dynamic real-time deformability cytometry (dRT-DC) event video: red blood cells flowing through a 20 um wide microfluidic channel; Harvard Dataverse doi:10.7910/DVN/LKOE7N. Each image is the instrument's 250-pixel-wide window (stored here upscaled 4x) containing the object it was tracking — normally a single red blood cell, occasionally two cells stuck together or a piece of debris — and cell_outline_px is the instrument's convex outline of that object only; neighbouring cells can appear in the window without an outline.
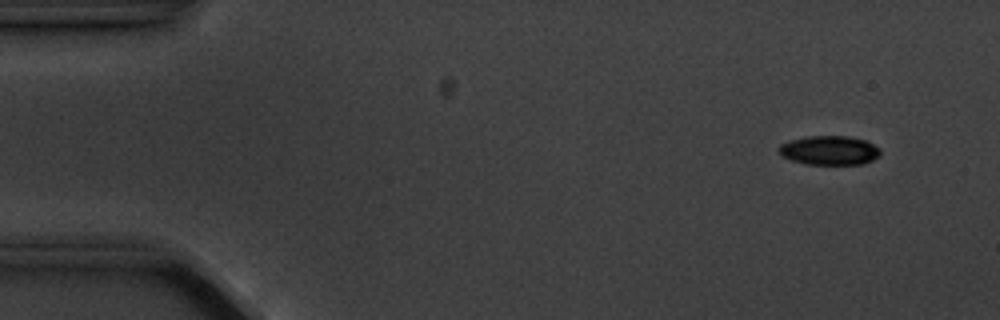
{"species": "common noctule bat (a hibernating species)", "species_latin": "Nyctalus noctula", "temperature_condition": "cold", "stored_images_in_passage": 5, "camera_frame_rate_fps": 3000, "um_per_image_px": 0.085, "animal": {"sex": "male", "body_mass_g": 20.1, "forearm_length_mm": 53.5}, "frame": {"image": 1, "passage_image": 1, "time_ms": 0.0, "image_size_px": [1000, 320], "cell_outline_px": [[880, 156], [864, 164], [804, 164], [780, 156], [776, 148], [780, 144], [788, 140], [804, 136], [848, 136], [864, 140], [880, 148]], "centroid_in_image_um": [70.44, 12.78], "position_along_channel_um": 14.6, "area_um2": 17.51}}